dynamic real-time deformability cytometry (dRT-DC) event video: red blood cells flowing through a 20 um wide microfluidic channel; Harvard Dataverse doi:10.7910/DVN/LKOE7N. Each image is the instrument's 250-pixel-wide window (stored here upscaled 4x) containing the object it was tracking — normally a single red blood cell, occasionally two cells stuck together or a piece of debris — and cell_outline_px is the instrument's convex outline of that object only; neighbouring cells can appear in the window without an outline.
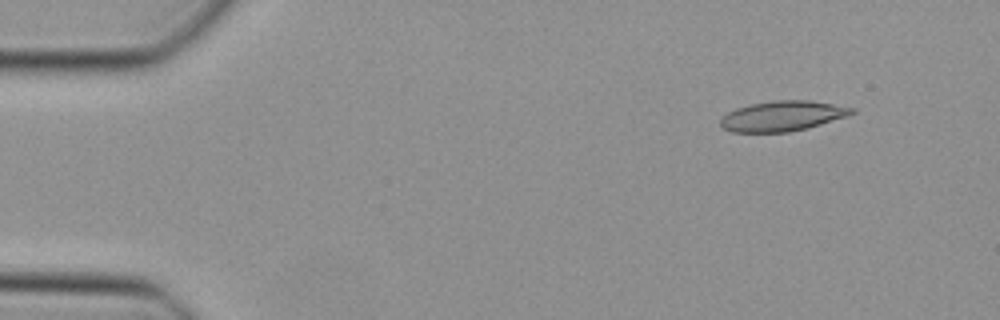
{"species": "Egyptian fruit bat (a non-hibernating species)", "species_latin": "Rousettus aegyptiacus", "temperature_condition": "cold", "stored_images_in_passage": 17, "camera_frame_rate_fps": 3000, "um_per_image_px": 0.085, "animal": {"sex": "female"}, "frame": {"image": 1, "passage_image": 5, "time_ms": 1.333, "image_size_px": [1000, 320], "cell_outline_px": [[856, 112], [848, 116], [808, 128], [788, 132], [732, 132], [724, 128], [720, 124], [720, 120], [728, 112], [736, 108], [748, 104], [772, 100], [808, 100], [856, 108]], "centroid_in_image_um": [66.53, 9.85], "position_along_channel_um": 18.5, "area_um2": 23.18}}
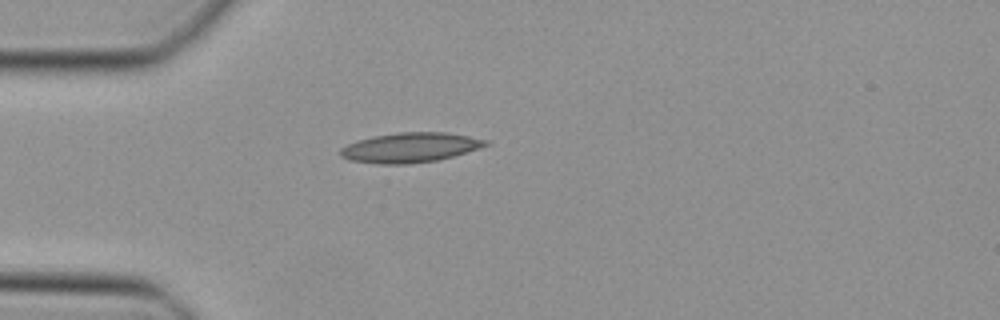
{"frame": {"image": 2, "passage_image": 13, "time_ms": 4.0, "image_size_px": [1000, 320], "cell_outline_px": [[488, 144], [452, 156], [436, 160], [404, 164], [380, 164], [348, 160], [340, 156], [340, 148], [356, 140], [376, 136], [400, 132], [444, 132], [468, 136], [488, 140]], "centroid_in_image_um": [34.79, 12.54], "position_along_channel_um": 50.2, "area_um2": 24.8}}
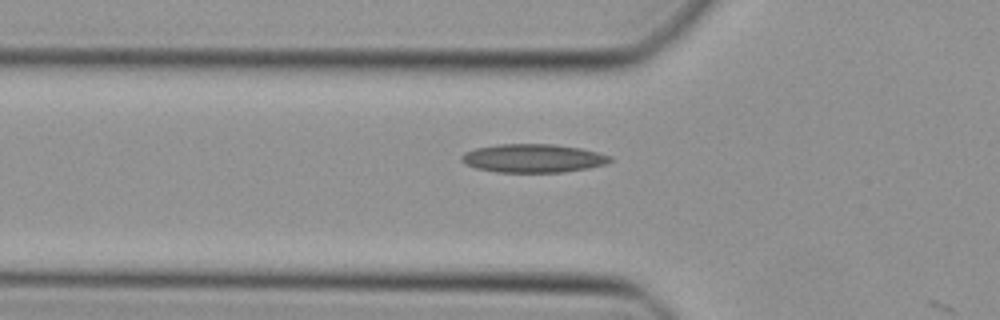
{"frame": {"image": 3, "passage_image": 16, "time_ms": 5.0, "image_size_px": [1000, 320], "cell_outline_px": [[612, 160], [604, 164], [588, 168], [564, 172], [496, 172], [476, 168], [464, 164], [460, 160], [460, 156], [464, 152], [476, 148], [496, 144], [552, 144], [580, 148], [612, 156]], "centroid_in_image_um": [45.26, 13.45], "position_along_channel_um": 80.5, "area_um2": 24.68}}